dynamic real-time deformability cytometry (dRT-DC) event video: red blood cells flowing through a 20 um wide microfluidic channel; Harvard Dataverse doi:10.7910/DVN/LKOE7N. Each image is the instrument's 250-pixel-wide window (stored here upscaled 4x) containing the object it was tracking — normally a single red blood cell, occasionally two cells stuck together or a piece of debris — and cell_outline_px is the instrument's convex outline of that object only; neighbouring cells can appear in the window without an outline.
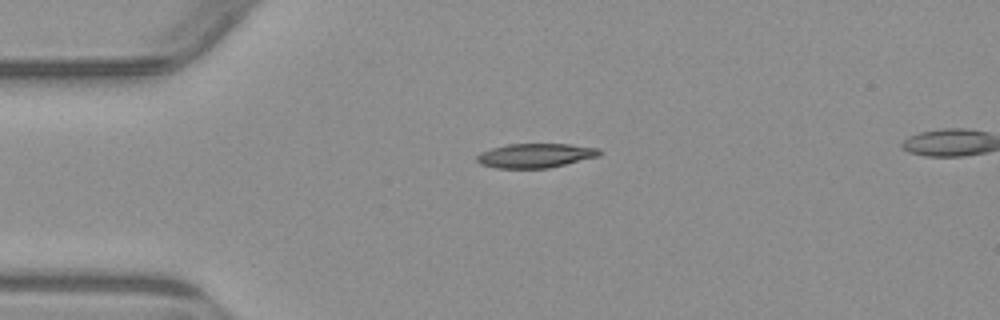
{"species": "common noctule bat (a hibernating species)", "species_latin": "Nyctalus noctula", "temperature_condition": "warm", "stored_images_in_passage": 3, "camera_frame_rate_fps": 3000, "um_per_image_px": 0.085, "animal": {"sex": "male", "body_mass_g": 23.1, "forearm_length_mm": 52.7}, "frame": {"image": 1, "passage_image": 1, "time_ms": 0.0, "image_size_px": [1000, 320], "cell_outline_px": [[604, 152], [600, 156], [548, 168], [496, 168], [480, 164], [476, 160], [476, 156], [480, 152], [492, 148], [508, 144], [568, 144], [600, 148]], "centroid_in_image_um": [45.53, 13.22], "position_along_channel_um": 39.5, "area_um2": 17.46}}
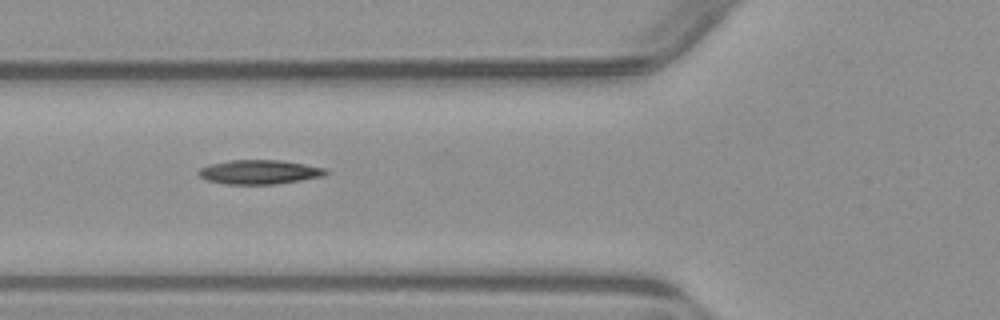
{"frame": {"image": 2, "passage_image": 3, "time_ms": 2.333, "image_size_px": [1000, 320], "cell_outline_px": [[328, 172], [324, 176], [276, 184], [224, 184], [208, 180], [200, 176], [196, 172], [200, 168], [208, 164], [228, 160], [280, 160], [328, 168]], "centroid_in_image_um": [22.04, 14.61], "position_along_channel_um": 103.8, "area_um2": 18.03}}